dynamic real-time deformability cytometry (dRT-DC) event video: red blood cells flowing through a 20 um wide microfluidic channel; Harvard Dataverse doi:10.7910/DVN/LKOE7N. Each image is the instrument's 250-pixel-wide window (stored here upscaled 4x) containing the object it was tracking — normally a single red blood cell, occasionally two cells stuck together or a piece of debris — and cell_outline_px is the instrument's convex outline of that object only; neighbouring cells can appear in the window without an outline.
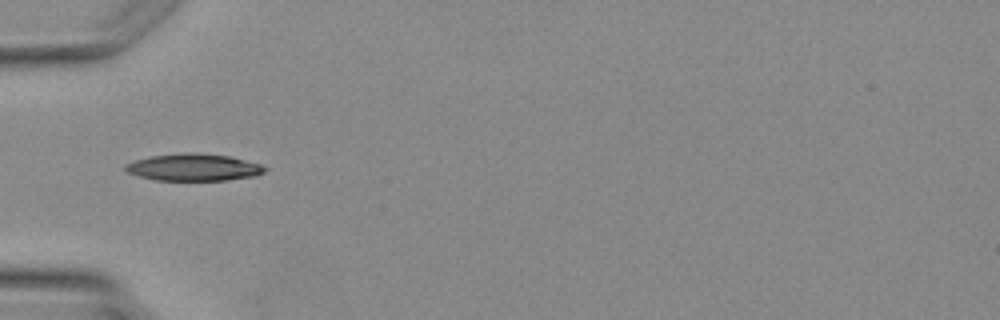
{"species": "Egyptian fruit bat (a non-hibernating species)", "species_latin": "Rousettus aegyptiacus", "temperature_condition": "warm", "stored_images_in_passage": 2, "camera_frame_rate_fps": 3000, "um_per_image_px": 0.085, "animal": {"sex": "female"}, "frame": {"image": 1, "passage_image": 2, "time_ms": 1.0, "image_size_px": [1000, 320], "cell_outline_px": [[268, 168], [264, 172], [256, 176], [228, 180], [156, 180], [140, 176], [128, 172], [124, 168], [124, 164], [148, 156], [184, 152], [196, 152], [228, 156], [260, 164]], "centroid_in_image_um": [16.46, 14.21], "position_along_channel_um": 68.5, "area_um2": 22.02}}